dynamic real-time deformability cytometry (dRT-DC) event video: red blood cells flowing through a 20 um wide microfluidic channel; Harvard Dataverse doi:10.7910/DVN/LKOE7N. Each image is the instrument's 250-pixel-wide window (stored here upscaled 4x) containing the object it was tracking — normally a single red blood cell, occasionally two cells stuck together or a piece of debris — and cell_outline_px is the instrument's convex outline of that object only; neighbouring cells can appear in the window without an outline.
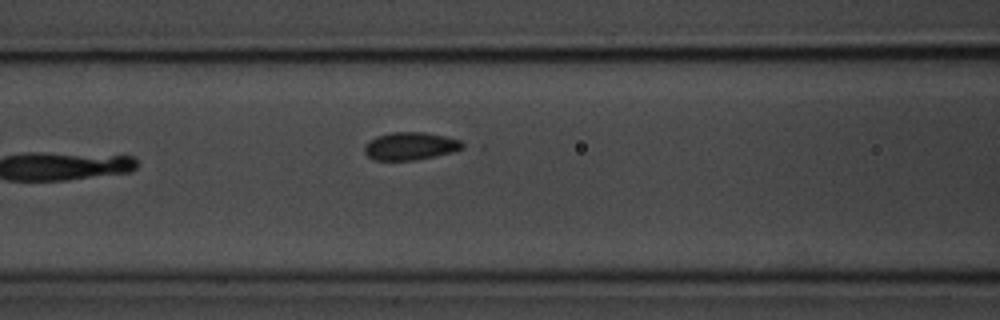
{"species": "common noctule bat (a hibernating species)", "species_latin": "Nyctalus noctula", "temperature_condition": "room temperature", "stored_images_in_passage": 8, "camera_frame_rate_fps": 3000, "um_per_image_px": 0.085, "animal": {"sex": "male", "body_mass_g": 20.1, "forearm_length_mm": 53.5}, "frame": {"image": 1, "passage_image": 8, "time_ms": 8.333, "image_size_px": [1000, 320], "cell_outline_px": [[468, 144], [452, 152], [412, 160], [372, 160], [364, 152], [364, 144], [368, 140], [376, 136], [392, 132], [424, 132], [444, 136], [460, 140]], "centroid_in_image_um": [34.83, 12.41], "position_along_channel_um": 131.8, "area_um2": 15.84}}